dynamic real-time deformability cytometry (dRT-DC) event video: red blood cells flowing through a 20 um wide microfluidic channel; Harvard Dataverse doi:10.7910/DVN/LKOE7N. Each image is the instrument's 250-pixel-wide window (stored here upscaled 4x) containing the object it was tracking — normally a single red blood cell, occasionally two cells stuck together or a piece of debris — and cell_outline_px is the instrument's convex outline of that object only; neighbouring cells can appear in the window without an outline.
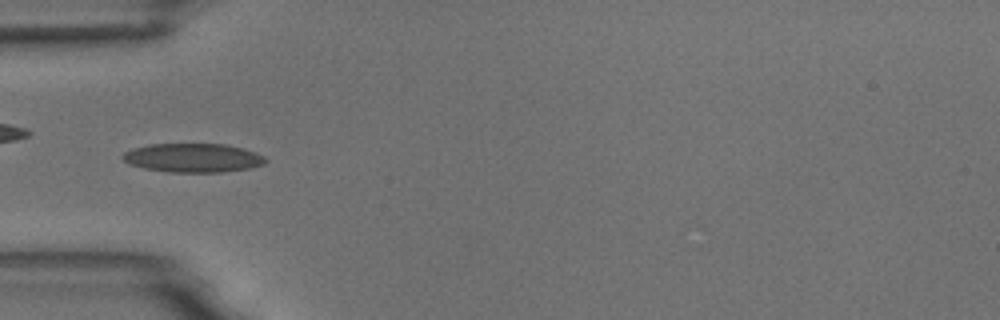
{"species": "common noctule bat (a hibernating species)", "species_latin": "Nyctalus noctula", "temperature_condition": "room temperature", "stored_images_in_passage": 5, "camera_frame_rate_fps": 3000, "um_per_image_px": 0.085, "animal": {"sex": "male", "body_mass_g": 18.8}, "frame": {"image": 1, "passage_image": 4, "time_ms": 3.667, "image_size_px": [1000, 320], "cell_outline_px": [[268, 160], [264, 164], [252, 168], [220, 172], [168, 172], [144, 168], [128, 164], [120, 156], [124, 152], [132, 148], [152, 144], [224, 144], [256, 152], [264, 156]], "centroid_in_image_um": [16.39, 13.42], "position_along_channel_um": 68.6, "area_um2": 24.1}}